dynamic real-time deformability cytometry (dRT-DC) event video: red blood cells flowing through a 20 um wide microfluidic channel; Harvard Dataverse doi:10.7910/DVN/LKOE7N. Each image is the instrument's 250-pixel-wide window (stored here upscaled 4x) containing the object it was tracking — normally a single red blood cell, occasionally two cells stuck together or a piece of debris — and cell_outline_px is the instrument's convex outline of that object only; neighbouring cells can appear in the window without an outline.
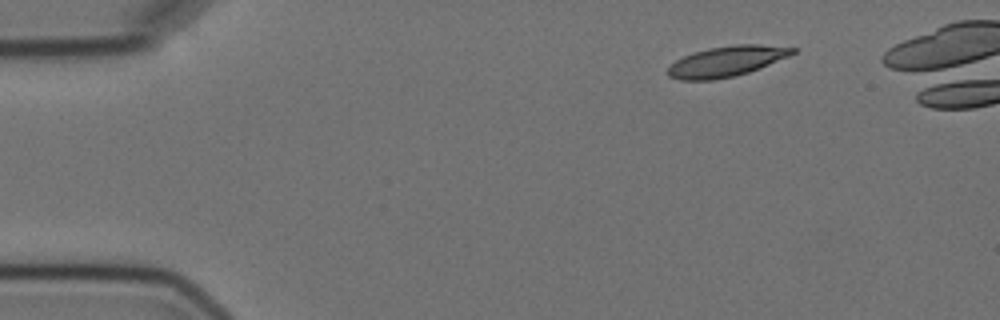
{"species": "Egyptian fruit bat (a non-hibernating species)", "species_latin": "Rousettus aegyptiacus", "temperature_condition": "cold", "stored_images_in_passage": 7, "camera_frame_rate_fps": 3000, "um_per_image_px": 0.085, "animal": {"sex": "female"}, "frame": {"image": 1, "passage_image": 1, "time_ms": 0.0, "image_size_px": [1000, 320], "cell_outline_px": [[796, 52], [788, 56], [760, 68], [748, 72], [732, 76], [712, 80], [680, 80], [668, 76], [668, 68], [676, 60], [684, 56], [708, 48], [736, 44], [760, 44], [796, 48]], "centroid_in_image_um": [61.76, 5.21], "position_along_channel_um": 23.2, "area_um2": 21.85}}
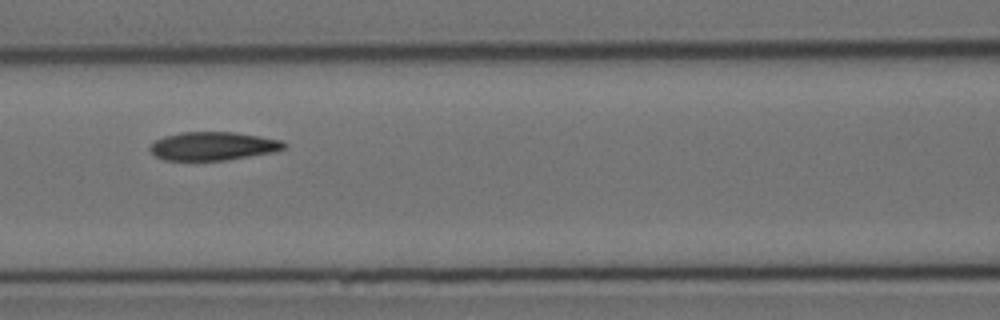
{"frame": {"image": 2, "passage_image": 6, "time_ms": 5.667, "image_size_px": [1000, 320], "cell_outline_px": [[288, 144], [284, 148], [272, 152], [224, 160], [164, 160], [156, 156], [148, 148], [156, 140], [164, 136], [180, 132], [232, 132], [260, 136], [280, 140]], "centroid_in_image_um": [18.09, 12.41], "position_along_channel_um": 148.5, "area_um2": 21.96}}
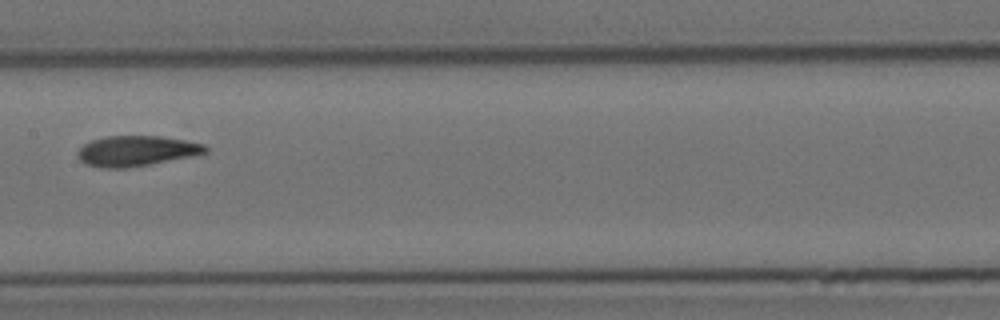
{"frame": {"image": 3, "passage_image": 7, "time_ms": 7.0, "image_size_px": [1000, 320], "cell_outline_px": [[208, 152], [192, 156], [148, 164], [124, 168], [100, 168], [84, 164], [76, 156], [76, 152], [84, 144], [92, 140], [104, 136], [160, 136], [184, 140], [204, 144], [208, 148]], "centroid_in_image_um": [11.55, 12.83], "position_along_channel_um": 195.9, "area_um2": 22.6}}